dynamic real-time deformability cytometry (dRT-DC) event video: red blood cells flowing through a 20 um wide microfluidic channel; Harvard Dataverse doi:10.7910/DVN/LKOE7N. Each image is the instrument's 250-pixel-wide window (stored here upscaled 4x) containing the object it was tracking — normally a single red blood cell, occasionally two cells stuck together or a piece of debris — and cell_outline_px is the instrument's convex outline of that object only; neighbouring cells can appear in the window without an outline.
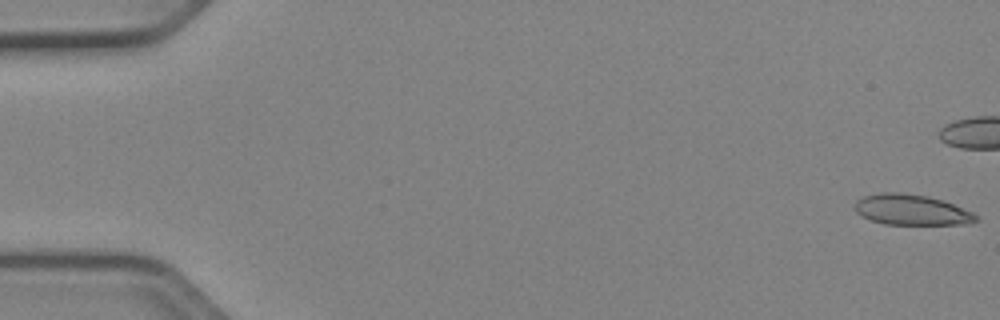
{"species": "Egyptian fruit bat (a non-hibernating species)", "species_latin": "Rousettus aegyptiacus", "temperature_condition": "cold", "stored_images_in_passage": 42, "camera_frame_rate_fps": 3000, "um_per_image_px": 0.085, "animal": {"sex": "female"}, "frame": {"image": 1, "passage_image": 1, "time_ms": 0.0, "image_size_px": [1000, 320], "cell_outline_px": [[980, 220], [968, 224], [884, 224], [860, 216], [856, 212], [856, 200], [864, 196], [880, 192], [900, 192], [928, 196], [944, 200], [972, 212], [980, 216]], "centroid_in_image_um": [77.51, 17.83], "position_along_channel_um": 7.5, "area_um2": 21.73}}
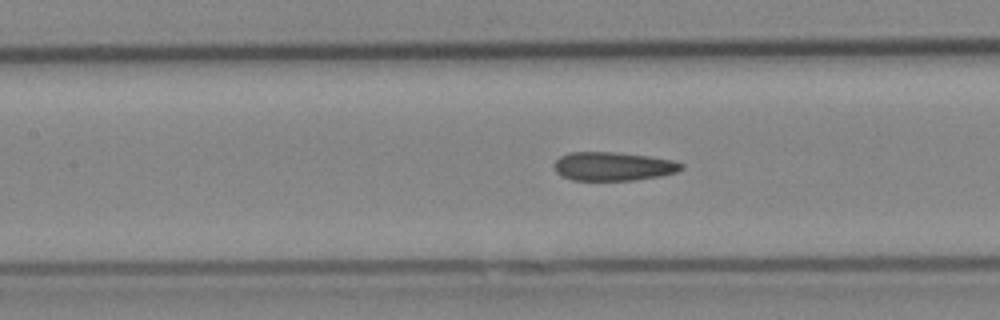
{"frame": {"image": 2, "passage_image": 24, "time_ms": 7.667, "image_size_px": [1000, 320], "cell_outline_px": [[684, 168], [676, 172], [660, 176], [632, 180], [572, 180], [556, 172], [552, 164], [560, 156], [568, 152], [616, 152], [648, 156], [676, 160], [684, 164]], "centroid_in_image_um": [52.13, 14.13], "position_along_channel_um": 155.3, "area_um2": 21.39}}
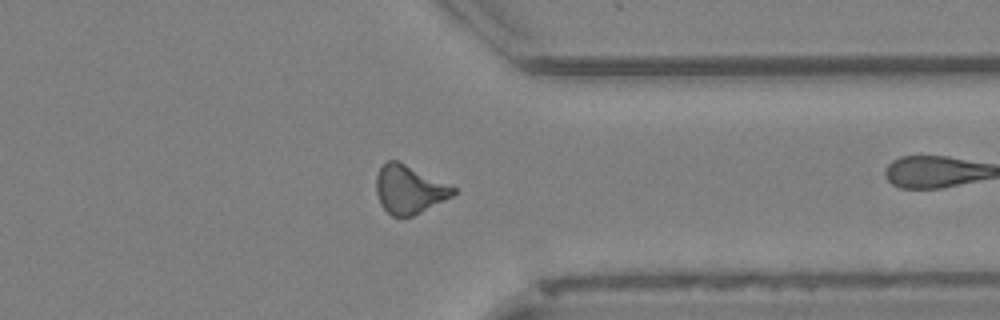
{"frame": {"image": 3, "passage_image": 41, "time_ms": 13.333, "image_size_px": [1000, 320], "cell_outline_px": [[456, 192], [452, 196], [412, 216], [392, 216], [380, 204], [376, 192], [376, 176], [380, 168], [388, 160], [396, 160], [456, 188]], "centroid_in_image_um": [34.74, 16.11], "position_along_channel_um": 376.7, "area_um2": 21.15}}